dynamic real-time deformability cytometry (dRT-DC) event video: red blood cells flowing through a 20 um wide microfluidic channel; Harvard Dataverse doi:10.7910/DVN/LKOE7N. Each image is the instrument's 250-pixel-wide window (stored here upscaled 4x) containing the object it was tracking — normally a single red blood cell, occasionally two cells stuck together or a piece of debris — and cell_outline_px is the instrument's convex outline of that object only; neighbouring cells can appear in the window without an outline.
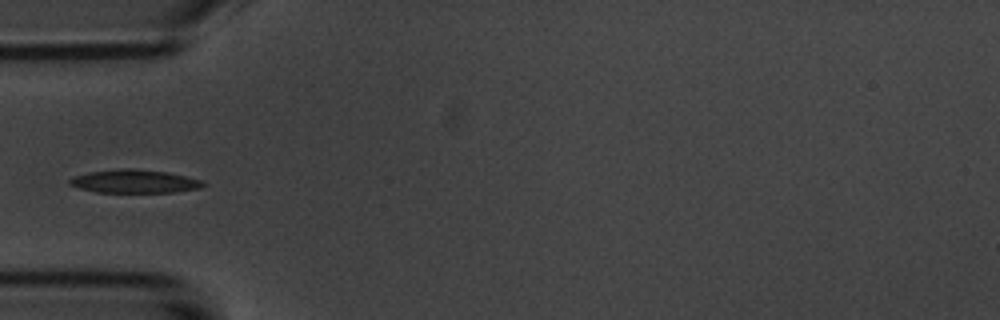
{"species": "common noctule bat (a hibernating species)", "species_latin": "Nyctalus noctula", "temperature_condition": "room temperature", "stored_images_in_passage": 1, "camera_frame_rate_fps": 3000, "um_per_image_px": 0.085, "animal": {"sex": "male", "body_mass_g": 20.1, "forearm_length_mm": 53.5}, "frame": {"image": 1, "passage_image": 1, "time_ms": 0.0, "image_size_px": [1000, 320], "cell_outline_px": [[204, 184], [200, 188], [176, 192], [96, 192], [80, 188], [68, 184], [68, 180], [72, 176], [88, 172], [120, 168], [132, 168], [168, 172], [188, 176], [200, 180]], "centroid_in_image_um": [11.39, 15.4], "position_along_channel_um": 73.6, "area_um2": 18.21}}